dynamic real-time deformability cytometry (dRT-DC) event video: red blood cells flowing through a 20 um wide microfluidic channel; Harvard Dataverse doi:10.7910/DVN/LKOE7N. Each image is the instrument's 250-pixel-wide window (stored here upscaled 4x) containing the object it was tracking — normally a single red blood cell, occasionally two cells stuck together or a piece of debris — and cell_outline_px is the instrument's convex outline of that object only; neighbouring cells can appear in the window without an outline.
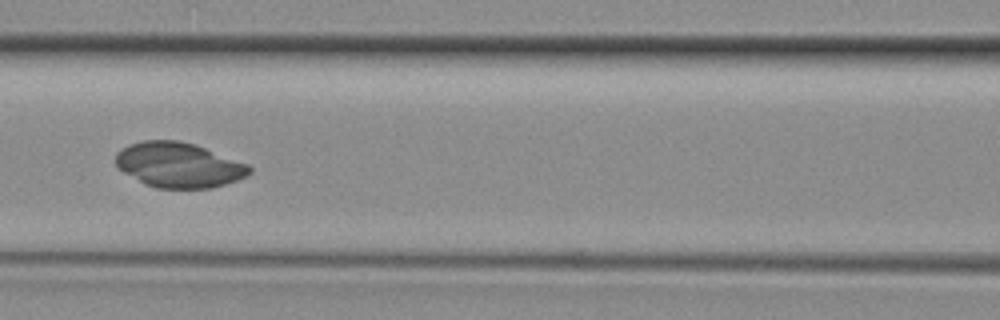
{"species": "common noctule bat (a hibernating species)", "species_latin": "Nyctalus noctula", "temperature_condition": "room temperature", "stored_images_in_passage": 40, "segment_of_instrument_passage": [1, 2], "camera_frame_rate_fps": 3000, "um_per_image_px": 0.085, "animal": {"sex": "female", "body_mass_g": 29.2, "forearm_length_mm": 56.3}, "frame": {"image": 1, "passage_image": 17, "time_ms": 5.333, "image_size_px": [1000, 320], "cell_outline_px": [[252, 172], [236, 180], [212, 188], [156, 188], [144, 184], [124, 172], [116, 164], [116, 152], [120, 148], [128, 144], [144, 140], [180, 140], [196, 144], [248, 164], [252, 168]], "centroid_in_image_um": [15.18, 14.01], "position_along_channel_um": 151.4, "area_um2": 35.2}}
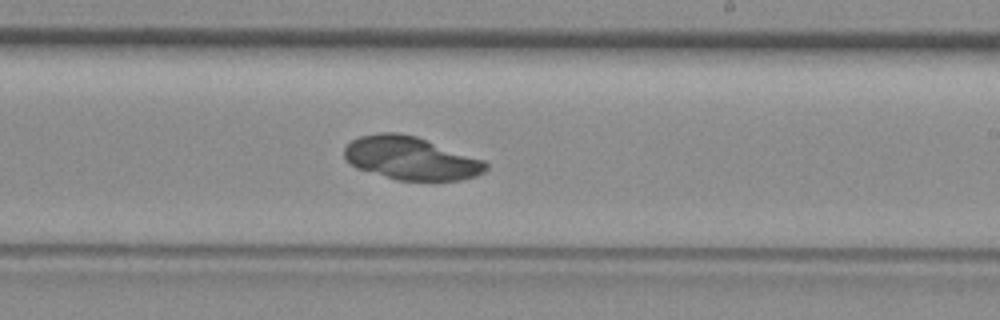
{"frame": {"image": 2, "passage_image": 23, "time_ms": 7.333, "image_size_px": [1000, 320], "cell_outline_px": [[488, 168], [484, 172], [476, 176], [464, 180], [396, 180], [356, 168], [344, 160], [344, 148], [352, 140], [360, 136], [380, 132], [396, 132], [416, 136], [484, 160], [488, 164]], "centroid_in_image_um": [34.91, 13.45], "position_along_channel_um": 254.1, "area_um2": 35.66}}
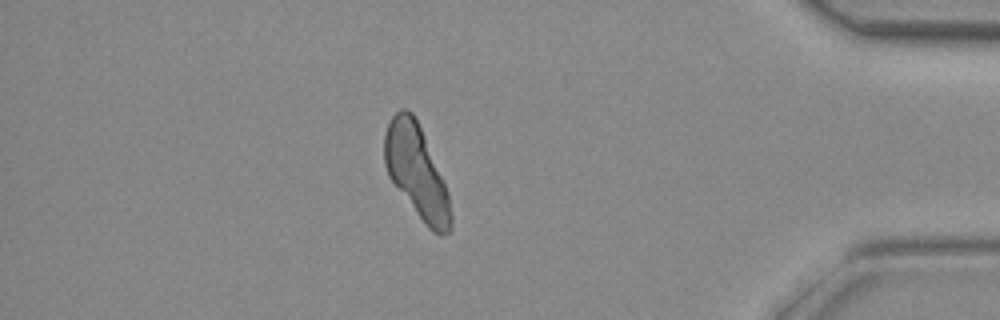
{"frame": {"image": 3, "passage_image": 34, "time_ms": 11.0, "image_size_px": [1000, 320], "cell_outline_px": [[452, 228], [448, 232], [432, 232], [428, 228], [388, 176], [384, 164], [384, 132], [392, 116], [400, 108], [408, 108], [412, 112], [420, 128], [448, 192], [452, 216]], "centroid_in_image_um": [35.38, 14.57], "position_along_channel_um": 399.8, "area_um2": 35.14}}